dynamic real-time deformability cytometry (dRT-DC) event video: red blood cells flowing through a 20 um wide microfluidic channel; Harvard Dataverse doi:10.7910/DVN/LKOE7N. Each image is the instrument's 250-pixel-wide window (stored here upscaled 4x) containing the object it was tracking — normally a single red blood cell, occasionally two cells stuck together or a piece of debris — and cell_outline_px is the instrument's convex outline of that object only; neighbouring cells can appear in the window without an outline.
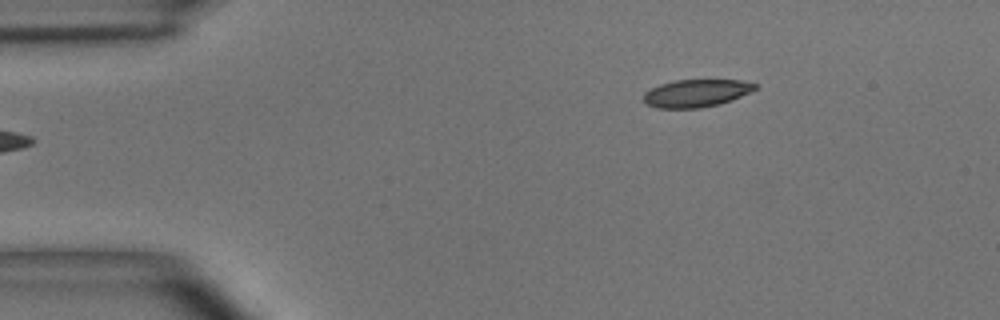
{"species": "common noctule bat (a hibernating species)", "species_latin": "Nyctalus noctula", "temperature_condition": "room temperature", "stored_images_in_passage": 3, "camera_frame_rate_fps": 3000, "um_per_image_px": 0.085, "animal": {"sex": "male", "body_mass_g": 15.6}, "frame": {"image": 1, "passage_image": 1, "time_ms": 0.0, "image_size_px": [1000, 320], "cell_outline_px": [[756, 88], [740, 96], [720, 104], [700, 108], [656, 108], [644, 104], [644, 92], [660, 84], [676, 80], [740, 80], [756, 84]], "centroid_in_image_um": [59.12, 7.93], "position_along_channel_um": 25.9, "area_um2": 17.8}}